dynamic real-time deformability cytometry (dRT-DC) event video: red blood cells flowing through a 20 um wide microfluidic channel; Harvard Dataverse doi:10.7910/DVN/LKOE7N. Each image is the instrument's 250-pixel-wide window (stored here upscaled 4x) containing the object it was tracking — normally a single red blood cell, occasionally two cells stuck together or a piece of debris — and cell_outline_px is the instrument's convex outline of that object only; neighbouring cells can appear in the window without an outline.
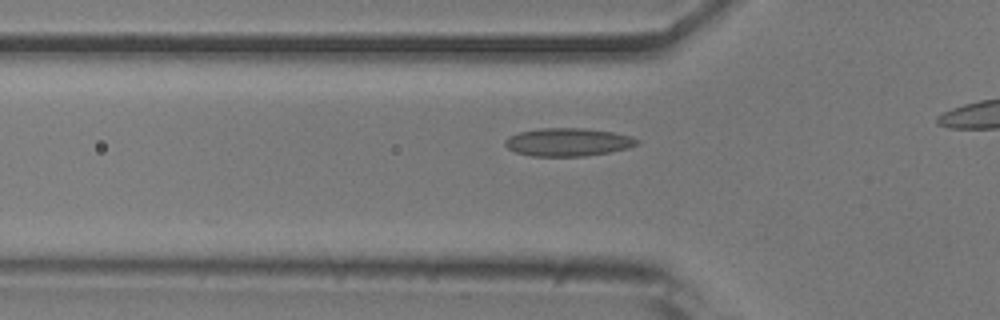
{"species": "common noctule bat (a hibernating species)", "species_latin": "Nyctalus noctula", "temperature_condition": "room temperature", "stored_images_in_passage": 28, "camera_frame_rate_fps": 3000, "um_per_image_px": 0.085, "animal": {"sex": "male", "body_mass_g": 20.5, "forearm_length_mm": 52.5}, "frame": {"image": 1, "passage_image": 13, "time_ms": 4.0, "image_size_px": [1000, 320], "cell_outline_px": [[640, 144], [628, 148], [608, 152], [584, 156], [532, 156], [516, 152], [508, 148], [504, 144], [504, 140], [508, 136], [520, 132], [540, 128], [584, 128], [612, 132], [632, 136], [640, 140]], "centroid_in_image_um": [48.29, 12.07], "position_along_channel_um": 77.5, "area_um2": 21.62}}
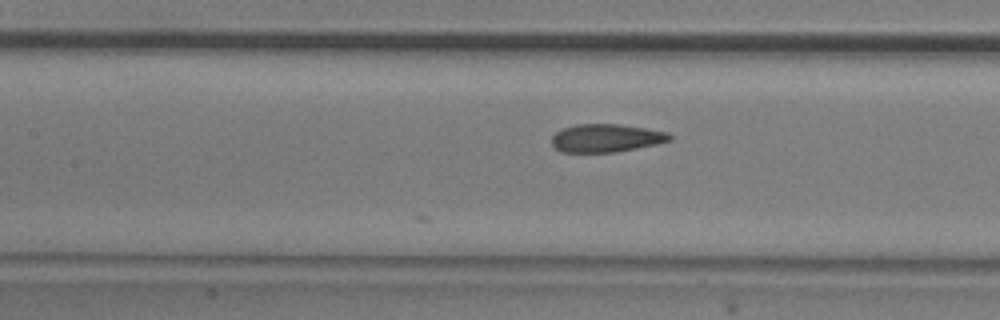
{"frame": {"image": 2, "passage_image": 19, "time_ms": 6.0, "image_size_px": [1000, 320], "cell_outline_px": [[672, 140], [656, 144], [616, 152], [560, 152], [552, 144], [552, 136], [556, 132], [564, 128], [576, 124], [616, 124], [644, 128], [668, 132], [672, 136]], "centroid_in_image_um": [51.52, 11.74], "position_along_channel_um": 155.9, "area_um2": 19.19}}
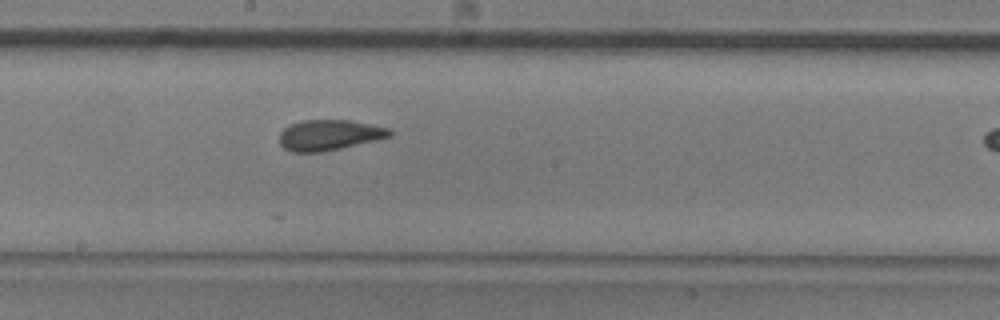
{"frame": {"image": 3, "passage_image": 24, "time_ms": 7.667, "image_size_px": [1000, 320], "cell_outline_px": [[392, 136], [376, 140], [324, 152], [292, 152], [284, 148], [280, 144], [280, 132], [288, 124], [300, 120], [348, 120], [388, 128], [392, 132]], "centroid_in_image_um": [27.94, 11.48], "position_along_channel_um": 220.3, "area_um2": 19.65}}